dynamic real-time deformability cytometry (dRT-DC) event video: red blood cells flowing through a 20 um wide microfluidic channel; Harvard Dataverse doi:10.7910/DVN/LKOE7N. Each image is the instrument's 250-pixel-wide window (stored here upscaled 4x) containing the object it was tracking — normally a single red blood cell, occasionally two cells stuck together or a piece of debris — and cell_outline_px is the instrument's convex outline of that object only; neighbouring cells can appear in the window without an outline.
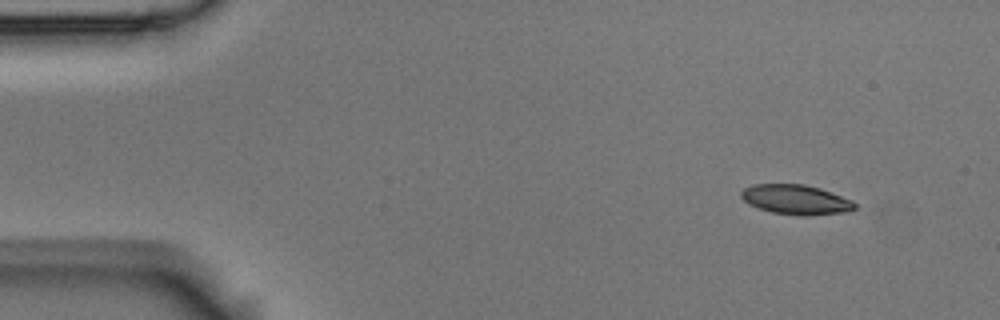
{"species": "Egyptian fruit bat (a non-hibernating species)", "species_latin": "Rousettus aegyptiacus", "temperature_condition": "room temperature", "stored_images_in_passage": 4, "camera_frame_rate_fps": 3000, "um_per_image_px": 0.085, "animal": {"sex": "male"}, "frame": {"image": 1, "passage_image": 1, "time_ms": 0.0, "image_size_px": [1000, 320], "cell_outline_px": [[856, 208], [848, 212], [808, 216], [800, 216], [772, 212], [748, 204], [740, 196], [740, 192], [744, 188], [752, 184], [804, 184], [820, 188], [832, 192], [852, 200], [856, 204]], "centroid_in_image_um": [67.67, 16.97], "position_along_channel_um": 17.3, "area_um2": 19.88}}
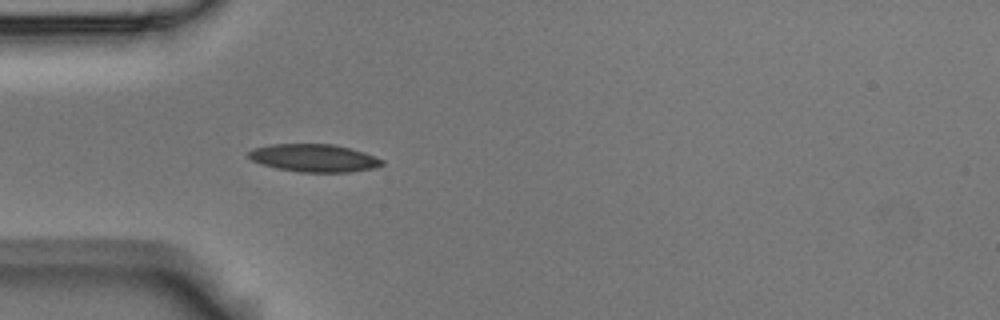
{"frame": {"image": 2, "passage_image": 4, "time_ms": 1.0, "image_size_px": [1000, 320], "cell_outline_px": [[384, 164], [372, 168], [348, 172], [300, 172], [276, 168], [260, 164], [252, 160], [248, 156], [248, 152], [252, 148], [272, 144], [332, 144], [364, 152], [384, 160]], "centroid_in_image_um": [26.66, 13.43], "position_along_channel_um": 58.3, "area_um2": 21.5}}